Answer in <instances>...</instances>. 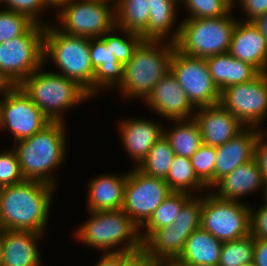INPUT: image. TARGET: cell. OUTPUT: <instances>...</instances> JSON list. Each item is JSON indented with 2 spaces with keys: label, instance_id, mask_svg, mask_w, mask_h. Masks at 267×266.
<instances>
[{
  "label": "cell",
  "instance_id": "obj_1",
  "mask_svg": "<svg viewBox=\"0 0 267 266\" xmlns=\"http://www.w3.org/2000/svg\"><path fill=\"white\" fill-rule=\"evenodd\" d=\"M55 186L36 180L0 188V228L43 234Z\"/></svg>",
  "mask_w": 267,
  "mask_h": 266
},
{
  "label": "cell",
  "instance_id": "obj_2",
  "mask_svg": "<svg viewBox=\"0 0 267 266\" xmlns=\"http://www.w3.org/2000/svg\"><path fill=\"white\" fill-rule=\"evenodd\" d=\"M65 127V122H50L41 131L14 144L13 149L25 180L55 186L56 181L51 173L65 161Z\"/></svg>",
  "mask_w": 267,
  "mask_h": 266
},
{
  "label": "cell",
  "instance_id": "obj_3",
  "mask_svg": "<svg viewBox=\"0 0 267 266\" xmlns=\"http://www.w3.org/2000/svg\"><path fill=\"white\" fill-rule=\"evenodd\" d=\"M89 214V219L74 231L75 238L85 246L105 253L134 252L142 248L140 228L122 209L89 211Z\"/></svg>",
  "mask_w": 267,
  "mask_h": 266
},
{
  "label": "cell",
  "instance_id": "obj_4",
  "mask_svg": "<svg viewBox=\"0 0 267 266\" xmlns=\"http://www.w3.org/2000/svg\"><path fill=\"white\" fill-rule=\"evenodd\" d=\"M43 58L44 64L47 58L51 59L60 70L57 74L76 81L93 98L95 71L90 57V38L70 35L55 25L46 24Z\"/></svg>",
  "mask_w": 267,
  "mask_h": 266
},
{
  "label": "cell",
  "instance_id": "obj_5",
  "mask_svg": "<svg viewBox=\"0 0 267 266\" xmlns=\"http://www.w3.org/2000/svg\"><path fill=\"white\" fill-rule=\"evenodd\" d=\"M166 43V44H165ZM175 44L166 41H142L131 60L124 65L123 80L118 90L127 98H145L170 71Z\"/></svg>",
  "mask_w": 267,
  "mask_h": 266
},
{
  "label": "cell",
  "instance_id": "obj_6",
  "mask_svg": "<svg viewBox=\"0 0 267 266\" xmlns=\"http://www.w3.org/2000/svg\"><path fill=\"white\" fill-rule=\"evenodd\" d=\"M43 67L34 71L19 86L51 122H65V110L91 97L76 81L56 72H42Z\"/></svg>",
  "mask_w": 267,
  "mask_h": 266
},
{
  "label": "cell",
  "instance_id": "obj_7",
  "mask_svg": "<svg viewBox=\"0 0 267 266\" xmlns=\"http://www.w3.org/2000/svg\"><path fill=\"white\" fill-rule=\"evenodd\" d=\"M231 13L217 18L184 19L175 47L184 54L205 59L227 53L238 22Z\"/></svg>",
  "mask_w": 267,
  "mask_h": 266
},
{
  "label": "cell",
  "instance_id": "obj_8",
  "mask_svg": "<svg viewBox=\"0 0 267 266\" xmlns=\"http://www.w3.org/2000/svg\"><path fill=\"white\" fill-rule=\"evenodd\" d=\"M44 30L34 23L24 34L0 43V74L11 86L44 65Z\"/></svg>",
  "mask_w": 267,
  "mask_h": 266
},
{
  "label": "cell",
  "instance_id": "obj_9",
  "mask_svg": "<svg viewBox=\"0 0 267 266\" xmlns=\"http://www.w3.org/2000/svg\"><path fill=\"white\" fill-rule=\"evenodd\" d=\"M56 16L59 30L87 38H100L115 26V6L99 0H71Z\"/></svg>",
  "mask_w": 267,
  "mask_h": 266
},
{
  "label": "cell",
  "instance_id": "obj_10",
  "mask_svg": "<svg viewBox=\"0 0 267 266\" xmlns=\"http://www.w3.org/2000/svg\"><path fill=\"white\" fill-rule=\"evenodd\" d=\"M201 228L221 242L250 235V206L243 201L223 200L212 192L203 195Z\"/></svg>",
  "mask_w": 267,
  "mask_h": 266
},
{
  "label": "cell",
  "instance_id": "obj_11",
  "mask_svg": "<svg viewBox=\"0 0 267 266\" xmlns=\"http://www.w3.org/2000/svg\"><path fill=\"white\" fill-rule=\"evenodd\" d=\"M170 71L195 108L219 104L220 90L211 78L205 58L184 54L175 47Z\"/></svg>",
  "mask_w": 267,
  "mask_h": 266
},
{
  "label": "cell",
  "instance_id": "obj_12",
  "mask_svg": "<svg viewBox=\"0 0 267 266\" xmlns=\"http://www.w3.org/2000/svg\"><path fill=\"white\" fill-rule=\"evenodd\" d=\"M172 192L164 179L134 167L127 174L122 210L142 231L141 227Z\"/></svg>",
  "mask_w": 267,
  "mask_h": 266
},
{
  "label": "cell",
  "instance_id": "obj_13",
  "mask_svg": "<svg viewBox=\"0 0 267 266\" xmlns=\"http://www.w3.org/2000/svg\"><path fill=\"white\" fill-rule=\"evenodd\" d=\"M219 104L245 127L259 128L267 118V73L220 91Z\"/></svg>",
  "mask_w": 267,
  "mask_h": 266
},
{
  "label": "cell",
  "instance_id": "obj_14",
  "mask_svg": "<svg viewBox=\"0 0 267 266\" xmlns=\"http://www.w3.org/2000/svg\"><path fill=\"white\" fill-rule=\"evenodd\" d=\"M0 100V130H9L14 143L41 131L51 121L17 86H11Z\"/></svg>",
  "mask_w": 267,
  "mask_h": 266
},
{
  "label": "cell",
  "instance_id": "obj_15",
  "mask_svg": "<svg viewBox=\"0 0 267 266\" xmlns=\"http://www.w3.org/2000/svg\"><path fill=\"white\" fill-rule=\"evenodd\" d=\"M143 102L169 122L191 119L196 112L171 71L155 85Z\"/></svg>",
  "mask_w": 267,
  "mask_h": 266
},
{
  "label": "cell",
  "instance_id": "obj_16",
  "mask_svg": "<svg viewBox=\"0 0 267 266\" xmlns=\"http://www.w3.org/2000/svg\"><path fill=\"white\" fill-rule=\"evenodd\" d=\"M193 118L199 125L202 143L212 147L225 144L245 128L220 104L197 108Z\"/></svg>",
  "mask_w": 267,
  "mask_h": 266
},
{
  "label": "cell",
  "instance_id": "obj_17",
  "mask_svg": "<svg viewBox=\"0 0 267 266\" xmlns=\"http://www.w3.org/2000/svg\"><path fill=\"white\" fill-rule=\"evenodd\" d=\"M262 130L257 127H245L231 140L216 147L214 185L239 165L254 159L256 140Z\"/></svg>",
  "mask_w": 267,
  "mask_h": 266
},
{
  "label": "cell",
  "instance_id": "obj_18",
  "mask_svg": "<svg viewBox=\"0 0 267 266\" xmlns=\"http://www.w3.org/2000/svg\"><path fill=\"white\" fill-rule=\"evenodd\" d=\"M118 129L126 153L133 162L135 160L134 166L138 167L155 142L164 134L165 128L153 120L126 118L119 123Z\"/></svg>",
  "mask_w": 267,
  "mask_h": 266
},
{
  "label": "cell",
  "instance_id": "obj_19",
  "mask_svg": "<svg viewBox=\"0 0 267 266\" xmlns=\"http://www.w3.org/2000/svg\"><path fill=\"white\" fill-rule=\"evenodd\" d=\"M228 53L267 73V42L253 22L238 20Z\"/></svg>",
  "mask_w": 267,
  "mask_h": 266
},
{
  "label": "cell",
  "instance_id": "obj_20",
  "mask_svg": "<svg viewBox=\"0 0 267 266\" xmlns=\"http://www.w3.org/2000/svg\"><path fill=\"white\" fill-rule=\"evenodd\" d=\"M264 179L255 159L235 168L221 178L213 187L214 195L219 199L240 201V197L263 188ZM218 187V188H217Z\"/></svg>",
  "mask_w": 267,
  "mask_h": 266
},
{
  "label": "cell",
  "instance_id": "obj_21",
  "mask_svg": "<svg viewBox=\"0 0 267 266\" xmlns=\"http://www.w3.org/2000/svg\"><path fill=\"white\" fill-rule=\"evenodd\" d=\"M42 236L32 231L3 230L2 266H42L37 244Z\"/></svg>",
  "mask_w": 267,
  "mask_h": 266
},
{
  "label": "cell",
  "instance_id": "obj_22",
  "mask_svg": "<svg viewBox=\"0 0 267 266\" xmlns=\"http://www.w3.org/2000/svg\"><path fill=\"white\" fill-rule=\"evenodd\" d=\"M90 57L94 72V96L101 89L120 87L123 80L124 66L116 59L111 46L100 38H90Z\"/></svg>",
  "mask_w": 267,
  "mask_h": 266
},
{
  "label": "cell",
  "instance_id": "obj_23",
  "mask_svg": "<svg viewBox=\"0 0 267 266\" xmlns=\"http://www.w3.org/2000/svg\"><path fill=\"white\" fill-rule=\"evenodd\" d=\"M127 173L94 177L88 183L87 209L104 211L122 209Z\"/></svg>",
  "mask_w": 267,
  "mask_h": 266
},
{
  "label": "cell",
  "instance_id": "obj_24",
  "mask_svg": "<svg viewBox=\"0 0 267 266\" xmlns=\"http://www.w3.org/2000/svg\"><path fill=\"white\" fill-rule=\"evenodd\" d=\"M149 19L147 28L140 34L143 41H169L176 43L180 26L174 29L177 15V0H148ZM171 33V34H170ZM173 33V34H172ZM168 35H172L170 38ZM165 38V39H164ZM168 38V39H167Z\"/></svg>",
  "mask_w": 267,
  "mask_h": 266
},
{
  "label": "cell",
  "instance_id": "obj_25",
  "mask_svg": "<svg viewBox=\"0 0 267 266\" xmlns=\"http://www.w3.org/2000/svg\"><path fill=\"white\" fill-rule=\"evenodd\" d=\"M211 78L220 91L254 79L260 72L247 62L223 53L205 59Z\"/></svg>",
  "mask_w": 267,
  "mask_h": 266
},
{
  "label": "cell",
  "instance_id": "obj_26",
  "mask_svg": "<svg viewBox=\"0 0 267 266\" xmlns=\"http://www.w3.org/2000/svg\"><path fill=\"white\" fill-rule=\"evenodd\" d=\"M223 242L199 228L187 238L185 247L177 258L183 264L218 266Z\"/></svg>",
  "mask_w": 267,
  "mask_h": 266
},
{
  "label": "cell",
  "instance_id": "obj_27",
  "mask_svg": "<svg viewBox=\"0 0 267 266\" xmlns=\"http://www.w3.org/2000/svg\"><path fill=\"white\" fill-rule=\"evenodd\" d=\"M191 234L167 225L155 230L143 243L142 248L154 260L177 259L182 253L187 238Z\"/></svg>",
  "mask_w": 267,
  "mask_h": 266
},
{
  "label": "cell",
  "instance_id": "obj_28",
  "mask_svg": "<svg viewBox=\"0 0 267 266\" xmlns=\"http://www.w3.org/2000/svg\"><path fill=\"white\" fill-rule=\"evenodd\" d=\"M172 129L164 130L175 155L191 158L203 144L199 125L194 118L173 120Z\"/></svg>",
  "mask_w": 267,
  "mask_h": 266
},
{
  "label": "cell",
  "instance_id": "obj_29",
  "mask_svg": "<svg viewBox=\"0 0 267 266\" xmlns=\"http://www.w3.org/2000/svg\"><path fill=\"white\" fill-rule=\"evenodd\" d=\"M148 0H119L115 6V26L141 34L148 25Z\"/></svg>",
  "mask_w": 267,
  "mask_h": 266
},
{
  "label": "cell",
  "instance_id": "obj_30",
  "mask_svg": "<svg viewBox=\"0 0 267 266\" xmlns=\"http://www.w3.org/2000/svg\"><path fill=\"white\" fill-rule=\"evenodd\" d=\"M193 196L186 192L170 193L160 206L153 212L149 220L141 227L144 228L142 233L140 230V237L142 243L157 229L172 225L177 218L182 206Z\"/></svg>",
  "mask_w": 267,
  "mask_h": 266
},
{
  "label": "cell",
  "instance_id": "obj_31",
  "mask_svg": "<svg viewBox=\"0 0 267 266\" xmlns=\"http://www.w3.org/2000/svg\"><path fill=\"white\" fill-rule=\"evenodd\" d=\"M165 182L169 185V188L175 192H186L191 194L195 189V191H205V189H207V187L197 178L191 165L190 158L178 155H175L173 158Z\"/></svg>",
  "mask_w": 267,
  "mask_h": 266
},
{
  "label": "cell",
  "instance_id": "obj_32",
  "mask_svg": "<svg viewBox=\"0 0 267 266\" xmlns=\"http://www.w3.org/2000/svg\"><path fill=\"white\" fill-rule=\"evenodd\" d=\"M174 156L171 144L163 134L137 168L147 175L165 180Z\"/></svg>",
  "mask_w": 267,
  "mask_h": 266
},
{
  "label": "cell",
  "instance_id": "obj_33",
  "mask_svg": "<svg viewBox=\"0 0 267 266\" xmlns=\"http://www.w3.org/2000/svg\"><path fill=\"white\" fill-rule=\"evenodd\" d=\"M254 238L250 235L223 242L218 266H245L253 263Z\"/></svg>",
  "mask_w": 267,
  "mask_h": 266
},
{
  "label": "cell",
  "instance_id": "obj_34",
  "mask_svg": "<svg viewBox=\"0 0 267 266\" xmlns=\"http://www.w3.org/2000/svg\"><path fill=\"white\" fill-rule=\"evenodd\" d=\"M117 30L125 33L127 37H120V35L116 36L117 33L115 32H117ZM101 38L107 43V46H111L113 55L123 66L131 60L135 49L143 41L140 34L123 29H117L116 26H114Z\"/></svg>",
  "mask_w": 267,
  "mask_h": 266
},
{
  "label": "cell",
  "instance_id": "obj_35",
  "mask_svg": "<svg viewBox=\"0 0 267 266\" xmlns=\"http://www.w3.org/2000/svg\"><path fill=\"white\" fill-rule=\"evenodd\" d=\"M188 10L185 19L217 18L227 15L234 8L233 0H181Z\"/></svg>",
  "mask_w": 267,
  "mask_h": 266
},
{
  "label": "cell",
  "instance_id": "obj_36",
  "mask_svg": "<svg viewBox=\"0 0 267 266\" xmlns=\"http://www.w3.org/2000/svg\"><path fill=\"white\" fill-rule=\"evenodd\" d=\"M190 161L197 178L208 189H212L214 186L216 147L202 144L190 158Z\"/></svg>",
  "mask_w": 267,
  "mask_h": 266
},
{
  "label": "cell",
  "instance_id": "obj_37",
  "mask_svg": "<svg viewBox=\"0 0 267 266\" xmlns=\"http://www.w3.org/2000/svg\"><path fill=\"white\" fill-rule=\"evenodd\" d=\"M203 197L192 196L181 208L172 228L191 234L201 228Z\"/></svg>",
  "mask_w": 267,
  "mask_h": 266
},
{
  "label": "cell",
  "instance_id": "obj_38",
  "mask_svg": "<svg viewBox=\"0 0 267 266\" xmlns=\"http://www.w3.org/2000/svg\"><path fill=\"white\" fill-rule=\"evenodd\" d=\"M34 22L27 16L17 12L0 10V43L24 34Z\"/></svg>",
  "mask_w": 267,
  "mask_h": 266
},
{
  "label": "cell",
  "instance_id": "obj_39",
  "mask_svg": "<svg viewBox=\"0 0 267 266\" xmlns=\"http://www.w3.org/2000/svg\"><path fill=\"white\" fill-rule=\"evenodd\" d=\"M25 181L20 169L18 157L12 147L10 151L0 152V188Z\"/></svg>",
  "mask_w": 267,
  "mask_h": 266
},
{
  "label": "cell",
  "instance_id": "obj_40",
  "mask_svg": "<svg viewBox=\"0 0 267 266\" xmlns=\"http://www.w3.org/2000/svg\"><path fill=\"white\" fill-rule=\"evenodd\" d=\"M0 4L6 5V10H11L19 14L27 16L34 23L45 26V22H41L40 14L46 10L44 0H0ZM41 12V13H40Z\"/></svg>",
  "mask_w": 267,
  "mask_h": 266
},
{
  "label": "cell",
  "instance_id": "obj_41",
  "mask_svg": "<svg viewBox=\"0 0 267 266\" xmlns=\"http://www.w3.org/2000/svg\"><path fill=\"white\" fill-rule=\"evenodd\" d=\"M250 234L253 238L267 239L266 205H261L255 212L250 208Z\"/></svg>",
  "mask_w": 267,
  "mask_h": 266
},
{
  "label": "cell",
  "instance_id": "obj_42",
  "mask_svg": "<svg viewBox=\"0 0 267 266\" xmlns=\"http://www.w3.org/2000/svg\"><path fill=\"white\" fill-rule=\"evenodd\" d=\"M233 0V4L239 3L245 12L246 22H252L267 12V0ZM236 2V3H235Z\"/></svg>",
  "mask_w": 267,
  "mask_h": 266
},
{
  "label": "cell",
  "instance_id": "obj_43",
  "mask_svg": "<svg viewBox=\"0 0 267 266\" xmlns=\"http://www.w3.org/2000/svg\"><path fill=\"white\" fill-rule=\"evenodd\" d=\"M265 132L261 131L257 137L255 149H254V159L259 166L262 173L264 181H267V136Z\"/></svg>",
  "mask_w": 267,
  "mask_h": 266
},
{
  "label": "cell",
  "instance_id": "obj_44",
  "mask_svg": "<svg viewBox=\"0 0 267 266\" xmlns=\"http://www.w3.org/2000/svg\"><path fill=\"white\" fill-rule=\"evenodd\" d=\"M154 259L143 249L122 252V266H153Z\"/></svg>",
  "mask_w": 267,
  "mask_h": 266
},
{
  "label": "cell",
  "instance_id": "obj_45",
  "mask_svg": "<svg viewBox=\"0 0 267 266\" xmlns=\"http://www.w3.org/2000/svg\"><path fill=\"white\" fill-rule=\"evenodd\" d=\"M253 263L256 266H267V239L254 238Z\"/></svg>",
  "mask_w": 267,
  "mask_h": 266
},
{
  "label": "cell",
  "instance_id": "obj_46",
  "mask_svg": "<svg viewBox=\"0 0 267 266\" xmlns=\"http://www.w3.org/2000/svg\"><path fill=\"white\" fill-rule=\"evenodd\" d=\"M95 266H122V252L104 253Z\"/></svg>",
  "mask_w": 267,
  "mask_h": 266
},
{
  "label": "cell",
  "instance_id": "obj_47",
  "mask_svg": "<svg viewBox=\"0 0 267 266\" xmlns=\"http://www.w3.org/2000/svg\"><path fill=\"white\" fill-rule=\"evenodd\" d=\"M267 42V12L252 21Z\"/></svg>",
  "mask_w": 267,
  "mask_h": 266
},
{
  "label": "cell",
  "instance_id": "obj_48",
  "mask_svg": "<svg viewBox=\"0 0 267 266\" xmlns=\"http://www.w3.org/2000/svg\"><path fill=\"white\" fill-rule=\"evenodd\" d=\"M153 266H185V265L179 262L177 259H170V260H155Z\"/></svg>",
  "mask_w": 267,
  "mask_h": 266
},
{
  "label": "cell",
  "instance_id": "obj_49",
  "mask_svg": "<svg viewBox=\"0 0 267 266\" xmlns=\"http://www.w3.org/2000/svg\"><path fill=\"white\" fill-rule=\"evenodd\" d=\"M71 0H44L46 3L47 8L48 7H53L57 9V11L64 5H66L68 2Z\"/></svg>",
  "mask_w": 267,
  "mask_h": 266
},
{
  "label": "cell",
  "instance_id": "obj_50",
  "mask_svg": "<svg viewBox=\"0 0 267 266\" xmlns=\"http://www.w3.org/2000/svg\"><path fill=\"white\" fill-rule=\"evenodd\" d=\"M11 87V85L5 80V78L0 74V94L3 96L5 92Z\"/></svg>",
  "mask_w": 267,
  "mask_h": 266
},
{
  "label": "cell",
  "instance_id": "obj_51",
  "mask_svg": "<svg viewBox=\"0 0 267 266\" xmlns=\"http://www.w3.org/2000/svg\"><path fill=\"white\" fill-rule=\"evenodd\" d=\"M3 260V230H0V266H2Z\"/></svg>",
  "mask_w": 267,
  "mask_h": 266
},
{
  "label": "cell",
  "instance_id": "obj_52",
  "mask_svg": "<svg viewBox=\"0 0 267 266\" xmlns=\"http://www.w3.org/2000/svg\"><path fill=\"white\" fill-rule=\"evenodd\" d=\"M262 190L264 191V203L262 205L267 206V181H264V185H263Z\"/></svg>",
  "mask_w": 267,
  "mask_h": 266
},
{
  "label": "cell",
  "instance_id": "obj_53",
  "mask_svg": "<svg viewBox=\"0 0 267 266\" xmlns=\"http://www.w3.org/2000/svg\"><path fill=\"white\" fill-rule=\"evenodd\" d=\"M99 1H104V2H108V3H111L112 5L116 6L117 2L119 0H99Z\"/></svg>",
  "mask_w": 267,
  "mask_h": 266
},
{
  "label": "cell",
  "instance_id": "obj_54",
  "mask_svg": "<svg viewBox=\"0 0 267 266\" xmlns=\"http://www.w3.org/2000/svg\"><path fill=\"white\" fill-rule=\"evenodd\" d=\"M185 266H209V265H201V264H184Z\"/></svg>",
  "mask_w": 267,
  "mask_h": 266
},
{
  "label": "cell",
  "instance_id": "obj_55",
  "mask_svg": "<svg viewBox=\"0 0 267 266\" xmlns=\"http://www.w3.org/2000/svg\"><path fill=\"white\" fill-rule=\"evenodd\" d=\"M245 266H256L254 263H251L249 265H245Z\"/></svg>",
  "mask_w": 267,
  "mask_h": 266
}]
</instances>
